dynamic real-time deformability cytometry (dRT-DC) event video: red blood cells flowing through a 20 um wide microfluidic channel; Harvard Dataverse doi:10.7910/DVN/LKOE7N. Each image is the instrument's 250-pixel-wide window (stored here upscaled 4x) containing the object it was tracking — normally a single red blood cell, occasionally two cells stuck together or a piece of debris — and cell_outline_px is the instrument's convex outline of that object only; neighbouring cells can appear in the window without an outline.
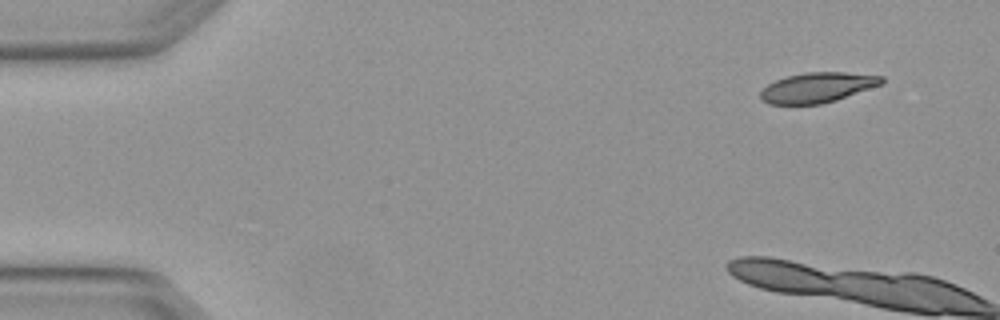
{"species": "Egyptian fruit bat (a non-hibernating species)", "species_latin": "Rousettus aegyptiacus", "temperature_condition": "warm", "stored_images_in_passage": 6, "camera_frame_rate_fps": 3000, "um_per_image_px": 0.085, "animal": {"sex": "female"}, "frame": {"image": 1, "passage_image": 1, "time_ms": 0.0, "image_size_px": [1000, 320], "cell_outline_px": [[884, 80], [880, 84], [836, 100], [820, 104], [768, 104], [760, 100], [760, 92], [768, 84], [776, 80], [788, 76], [804, 72], [844, 72], [884, 76]], "centroid_in_image_um": [69.44, 7.44], "position_along_channel_um": 15.6, "area_um2": 21.04}}
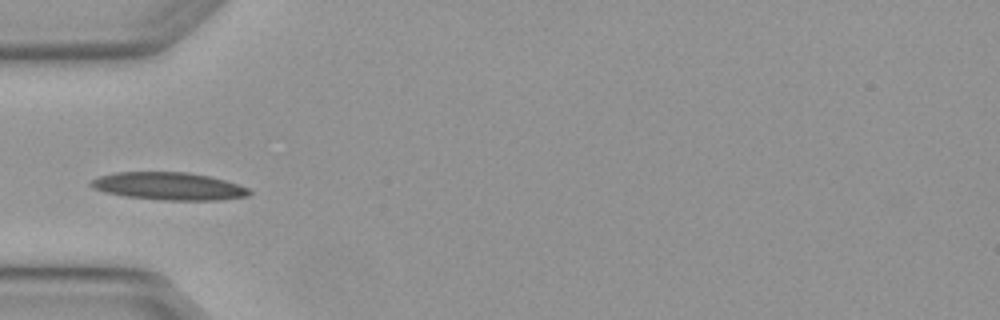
{"frame": {"image": 2, "passage_image": 6, "time_ms": 1.667, "image_size_px": [1000, 320], "cell_outline_px": [[252, 192], [248, 196], [216, 200], [164, 200], [124, 196], [104, 192], [92, 188], [88, 184], [92, 180], [100, 176], [116, 172], [188, 172], [208, 176], [224, 180], [248, 188]], "centroid_in_image_um": [14.31, 15.82], "position_along_channel_um": 70.7, "area_um2": 25.37}}